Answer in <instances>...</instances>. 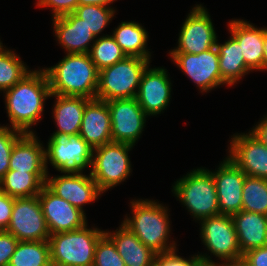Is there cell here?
<instances>
[{
	"mask_svg": "<svg viewBox=\"0 0 267 266\" xmlns=\"http://www.w3.org/2000/svg\"><path fill=\"white\" fill-rule=\"evenodd\" d=\"M264 69H267V28H265V36H264L263 70Z\"/></svg>",
	"mask_w": 267,
	"mask_h": 266,
	"instance_id": "obj_44",
	"label": "cell"
},
{
	"mask_svg": "<svg viewBox=\"0 0 267 266\" xmlns=\"http://www.w3.org/2000/svg\"><path fill=\"white\" fill-rule=\"evenodd\" d=\"M18 239L5 230H0V266H8L15 252Z\"/></svg>",
	"mask_w": 267,
	"mask_h": 266,
	"instance_id": "obj_36",
	"label": "cell"
},
{
	"mask_svg": "<svg viewBox=\"0 0 267 266\" xmlns=\"http://www.w3.org/2000/svg\"><path fill=\"white\" fill-rule=\"evenodd\" d=\"M78 18L83 20L91 33L96 37L111 18L114 16V10L110 7L100 5H81L73 12Z\"/></svg>",
	"mask_w": 267,
	"mask_h": 266,
	"instance_id": "obj_33",
	"label": "cell"
},
{
	"mask_svg": "<svg viewBox=\"0 0 267 266\" xmlns=\"http://www.w3.org/2000/svg\"><path fill=\"white\" fill-rule=\"evenodd\" d=\"M165 69L147 67L143 72L136 99L147 115H156L170 100L171 83Z\"/></svg>",
	"mask_w": 267,
	"mask_h": 266,
	"instance_id": "obj_18",
	"label": "cell"
},
{
	"mask_svg": "<svg viewBox=\"0 0 267 266\" xmlns=\"http://www.w3.org/2000/svg\"><path fill=\"white\" fill-rule=\"evenodd\" d=\"M216 33L210 16L201 5L192 9L183 23L179 45L170 53L200 54L216 46Z\"/></svg>",
	"mask_w": 267,
	"mask_h": 266,
	"instance_id": "obj_12",
	"label": "cell"
},
{
	"mask_svg": "<svg viewBox=\"0 0 267 266\" xmlns=\"http://www.w3.org/2000/svg\"><path fill=\"white\" fill-rule=\"evenodd\" d=\"M112 36L127 57L150 59L149 52L145 49L148 35L140 24L132 21L122 22Z\"/></svg>",
	"mask_w": 267,
	"mask_h": 266,
	"instance_id": "obj_28",
	"label": "cell"
},
{
	"mask_svg": "<svg viewBox=\"0 0 267 266\" xmlns=\"http://www.w3.org/2000/svg\"><path fill=\"white\" fill-rule=\"evenodd\" d=\"M47 172L8 170L0 179V191L13 198L37 196L45 186Z\"/></svg>",
	"mask_w": 267,
	"mask_h": 266,
	"instance_id": "obj_26",
	"label": "cell"
},
{
	"mask_svg": "<svg viewBox=\"0 0 267 266\" xmlns=\"http://www.w3.org/2000/svg\"><path fill=\"white\" fill-rule=\"evenodd\" d=\"M34 133H24L13 145L9 170L47 172L45 150Z\"/></svg>",
	"mask_w": 267,
	"mask_h": 266,
	"instance_id": "obj_22",
	"label": "cell"
},
{
	"mask_svg": "<svg viewBox=\"0 0 267 266\" xmlns=\"http://www.w3.org/2000/svg\"><path fill=\"white\" fill-rule=\"evenodd\" d=\"M170 54L172 60L200 87L202 92L225 83L221 78L219 53L216 47L197 55L189 53Z\"/></svg>",
	"mask_w": 267,
	"mask_h": 266,
	"instance_id": "obj_13",
	"label": "cell"
},
{
	"mask_svg": "<svg viewBox=\"0 0 267 266\" xmlns=\"http://www.w3.org/2000/svg\"><path fill=\"white\" fill-rule=\"evenodd\" d=\"M83 228L51 234L50 261L56 266H93L94 254L104 231Z\"/></svg>",
	"mask_w": 267,
	"mask_h": 266,
	"instance_id": "obj_4",
	"label": "cell"
},
{
	"mask_svg": "<svg viewBox=\"0 0 267 266\" xmlns=\"http://www.w3.org/2000/svg\"><path fill=\"white\" fill-rule=\"evenodd\" d=\"M54 27L59 43L65 47L68 54H88V44L95 39L83 20L74 13L54 17Z\"/></svg>",
	"mask_w": 267,
	"mask_h": 266,
	"instance_id": "obj_21",
	"label": "cell"
},
{
	"mask_svg": "<svg viewBox=\"0 0 267 266\" xmlns=\"http://www.w3.org/2000/svg\"><path fill=\"white\" fill-rule=\"evenodd\" d=\"M219 53V68L222 80L230 86L250 69L245 65L239 43L231 36L230 40L216 46Z\"/></svg>",
	"mask_w": 267,
	"mask_h": 266,
	"instance_id": "obj_27",
	"label": "cell"
},
{
	"mask_svg": "<svg viewBox=\"0 0 267 266\" xmlns=\"http://www.w3.org/2000/svg\"><path fill=\"white\" fill-rule=\"evenodd\" d=\"M38 198L50 234L78 230L87 224L84 211L56 196L46 186L42 188Z\"/></svg>",
	"mask_w": 267,
	"mask_h": 266,
	"instance_id": "obj_14",
	"label": "cell"
},
{
	"mask_svg": "<svg viewBox=\"0 0 267 266\" xmlns=\"http://www.w3.org/2000/svg\"><path fill=\"white\" fill-rule=\"evenodd\" d=\"M113 1L114 0H78V6H81V5L108 6V4Z\"/></svg>",
	"mask_w": 267,
	"mask_h": 266,
	"instance_id": "obj_42",
	"label": "cell"
},
{
	"mask_svg": "<svg viewBox=\"0 0 267 266\" xmlns=\"http://www.w3.org/2000/svg\"><path fill=\"white\" fill-rule=\"evenodd\" d=\"M252 134L257 137V139L267 146V117L261 121L253 130H251Z\"/></svg>",
	"mask_w": 267,
	"mask_h": 266,
	"instance_id": "obj_41",
	"label": "cell"
},
{
	"mask_svg": "<svg viewBox=\"0 0 267 266\" xmlns=\"http://www.w3.org/2000/svg\"><path fill=\"white\" fill-rule=\"evenodd\" d=\"M111 115L112 142L134 145L145 124L147 114L136 98L106 101Z\"/></svg>",
	"mask_w": 267,
	"mask_h": 266,
	"instance_id": "obj_11",
	"label": "cell"
},
{
	"mask_svg": "<svg viewBox=\"0 0 267 266\" xmlns=\"http://www.w3.org/2000/svg\"><path fill=\"white\" fill-rule=\"evenodd\" d=\"M174 193L198 220L220 214L212 172L197 169L173 186Z\"/></svg>",
	"mask_w": 267,
	"mask_h": 266,
	"instance_id": "obj_6",
	"label": "cell"
},
{
	"mask_svg": "<svg viewBox=\"0 0 267 266\" xmlns=\"http://www.w3.org/2000/svg\"><path fill=\"white\" fill-rule=\"evenodd\" d=\"M228 156L247 176L267 179V146L251 132L235 135Z\"/></svg>",
	"mask_w": 267,
	"mask_h": 266,
	"instance_id": "obj_17",
	"label": "cell"
},
{
	"mask_svg": "<svg viewBox=\"0 0 267 266\" xmlns=\"http://www.w3.org/2000/svg\"><path fill=\"white\" fill-rule=\"evenodd\" d=\"M150 266H160L156 261H154Z\"/></svg>",
	"mask_w": 267,
	"mask_h": 266,
	"instance_id": "obj_46",
	"label": "cell"
},
{
	"mask_svg": "<svg viewBox=\"0 0 267 266\" xmlns=\"http://www.w3.org/2000/svg\"><path fill=\"white\" fill-rule=\"evenodd\" d=\"M132 146L127 143L110 142L93 148L90 175L102 193L124 181L130 174L128 151Z\"/></svg>",
	"mask_w": 267,
	"mask_h": 266,
	"instance_id": "obj_7",
	"label": "cell"
},
{
	"mask_svg": "<svg viewBox=\"0 0 267 266\" xmlns=\"http://www.w3.org/2000/svg\"><path fill=\"white\" fill-rule=\"evenodd\" d=\"M79 135L92 148L112 142L111 115L106 101L95 98L86 104Z\"/></svg>",
	"mask_w": 267,
	"mask_h": 266,
	"instance_id": "obj_19",
	"label": "cell"
},
{
	"mask_svg": "<svg viewBox=\"0 0 267 266\" xmlns=\"http://www.w3.org/2000/svg\"><path fill=\"white\" fill-rule=\"evenodd\" d=\"M14 199L0 191V230H6L9 225Z\"/></svg>",
	"mask_w": 267,
	"mask_h": 266,
	"instance_id": "obj_39",
	"label": "cell"
},
{
	"mask_svg": "<svg viewBox=\"0 0 267 266\" xmlns=\"http://www.w3.org/2000/svg\"><path fill=\"white\" fill-rule=\"evenodd\" d=\"M149 60L140 57H126L99 71V83L95 98L103 101L136 98V88Z\"/></svg>",
	"mask_w": 267,
	"mask_h": 266,
	"instance_id": "obj_5",
	"label": "cell"
},
{
	"mask_svg": "<svg viewBox=\"0 0 267 266\" xmlns=\"http://www.w3.org/2000/svg\"><path fill=\"white\" fill-rule=\"evenodd\" d=\"M155 261L160 266H197L202 260L198 255L192 257L191 260H186L178 256L174 250L168 253L157 254Z\"/></svg>",
	"mask_w": 267,
	"mask_h": 266,
	"instance_id": "obj_37",
	"label": "cell"
},
{
	"mask_svg": "<svg viewBox=\"0 0 267 266\" xmlns=\"http://www.w3.org/2000/svg\"><path fill=\"white\" fill-rule=\"evenodd\" d=\"M93 266H126L115 244L106 234L97 243Z\"/></svg>",
	"mask_w": 267,
	"mask_h": 266,
	"instance_id": "obj_34",
	"label": "cell"
},
{
	"mask_svg": "<svg viewBox=\"0 0 267 266\" xmlns=\"http://www.w3.org/2000/svg\"><path fill=\"white\" fill-rule=\"evenodd\" d=\"M50 96L57 98L53 113L59 128L52 136L67 137L79 134L85 106L91 99L56 94Z\"/></svg>",
	"mask_w": 267,
	"mask_h": 266,
	"instance_id": "obj_24",
	"label": "cell"
},
{
	"mask_svg": "<svg viewBox=\"0 0 267 266\" xmlns=\"http://www.w3.org/2000/svg\"><path fill=\"white\" fill-rule=\"evenodd\" d=\"M113 241L117 252L126 266H150L156 253L143 244L139 238L123 224L115 233L105 232Z\"/></svg>",
	"mask_w": 267,
	"mask_h": 266,
	"instance_id": "obj_25",
	"label": "cell"
},
{
	"mask_svg": "<svg viewBox=\"0 0 267 266\" xmlns=\"http://www.w3.org/2000/svg\"><path fill=\"white\" fill-rule=\"evenodd\" d=\"M48 241H19L8 266H49Z\"/></svg>",
	"mask_w": 267,
	"mask_h": 266,
	"instance_id": "obj_29",
	"label": "cell"
},
{
	"mask_svg": "<svg viewBox=\"0 0 267 266\" xmlns=\"http://www.w3.org/2000/svg\"><path fill=\"white\" fill-rule=\"evenodd\" d=\"M30 72L19 56L0 46V90L6 91L12 88Z\"/></svg>",
	"mask_w": 267,
	"mask_h": 266,
	"instance_id": "obj_32",
	"label": "cell"
},
{
	"mask_svg": "<svg viewBox=\"0 0 267 266\" xmlns=\"http://www.w3.org/2000/svg\"><path fill=\"white\" fill-rule=\"evenodd\" d=\"M18 241H48L50 232L37 196L15 198L6 230Z\"/></svg>",
	"mask_w": 267,
	"mask_h": 266,
	"instance_id": "obj_8",
	"label": "cell"
},
{
	"mask_svg": "<svg viewBox=\"0 0 267 266\" xmlns=\"http://www.w3.org/2000/svg\"><path fill=\"white\" fill-rule=\"evenodd\" d=\"M51 94L95 99L99 70L89 54H68L57 65L45 70Z\"/></svg>",
	"mask_w": 267,
	"mask_h": 266,
	"instance_id": "obj_2",
	"label": "cell"
},
{
	"mask_svg": "<svg viewBox=\"0 0 267 266\" xmlns=\"http://www.w3.org/2000/svg\"><path fill=\"white\" fill-rule=\"evenodd\" d=\"M5 92L12 128L23 133H33L29 128L41 118L44 101L51 95L45 69L28 73Z\"/></svg>",
	"mask_w": 267,
	"mask_h": 266,
	"instance_id": "obj_1",
	"label": "cell"
},
{
	"mask_svg": "<svg viewBox=\"0 0 267 266\" xmlns=\"http://www.w3.org/2000/svg\"><path fill=\"white\" fill-rule=\"evenodd\" d=\"M240 250L246 252L267 246V216L241 210L232 215Z\"/></svg>",
	"mask_w": 267,
	"mask_h": 266,
	"instance_id": "obj_23",
	"label": "cell"
},
{
	"mask_svg": "<svg viewBox=\"0 0 267 266\" xmlns=\"http://www.w3.org/2000/svg\"><path fill=\"white\" fill-rule=\"evenodd\" d=\"M23 134V132L16 129L10 130L9 127H0V179L9 170V160L13 145Z\"/></svg>",
	"mask_w": 267,
	"mask_h": 266,
	"instance_id": "obj_35",
	"label": "cell"
},
{
	"mask_svg": "<svg viewBox=\"0 0 267 266\" xmlns=\"http://www.w3.org/2000/svg\"><path fill=\"white\" fill-rule=\"evenodd\" d=\"M212 175L220 214L232 216L239 213L242 210V190L247 175L229 157Z\"/></svg>",
	"mask_w": 267,
	"mask_h": 266,
	"instance_id": "obj_15",
	"label": "cell"
},
{
	"mask_svg": "<svg viewBox=\"0 0 267 266\" xmlns=\"http://www.w3.org/2000/svg\"><path fill=\"white\" fill-rule=\"evenodd\" d=\"M67 173L49 179L47 176L45 186L56 196L83 211L82 205L94 201L102 191L91 175H83L81 171Z\"/></svg>",
	"mask_w": 267,
	"mask_h": 266,
	"instance_id": "obj_16",
	"label": "cell"
},
{
	"mask_svg": "<svg viewBox=\"0 0 267 266\" xmlns=\"http://www.w3.org/2000/svg\"><path fill=\"white\" fill-rule=\"evenodd\" d=\"M133 217L126 218L123 225L133 232L139 240L156 254L176 250L172 243L167 245L169 220L167 210L154 201H132Z\"/></svg>",
	"mask_w": 267,
	"mask_h": 266,
	"instance_id": "obj_3",
	"label": "cell"
},
{
	"mask_svg": "<svg viewBox=\"0 0 267 266\" xmlns=\"http://www.w3.org/2000/svg\"><path fill=\"white\" fill-rule=\"evenodd\" d=\"M229 266H251L243 258L237 260L236 262L230 264Z\"/></svg>",
	"mask_w": 267,
	"mask_h": 266,
	"instance_id": "obj_45",
	"label": "cell"
},
{
	"mask_svg": "<svg viewBox=\"0 0 267 266\" xmlns=\"http://www.w3.org/2000/svg\"><path fill=\"white\" fill-rule=\"evenodd\" d=\"M229 28L239 43L245 65L250 70H263L265 28H255L242 20L230 21Z\"/></svg>",
	"mask_w": 267,
	"mask_h": 266,
	"instance_id": "obj_20",
	"label": "cell"
},
{
	"mask_svg": "<svg viewBox=\"0 0 267 266\" xmlns=\"http://www.w3.org/2000/svg\"><path fill=\"white\" fill-rule=\"evenodd\" d=\"M88 54L99 71L127 57L112 35L96 39Z\"/></svg>",
	"mask_w": 267,
	"mask_h": 266,
	"instance_id": "obj_31",
	"label": "cell"
},
{
	"mask_svg": "<svg viewBox=\"0 0 267 266\" xmlns=\"http://www.w3.org/2000/svg\"><path fill=\"white\" fill-rule=\"evenodd\" d=\"M201 221V237L213 255L229 265L243 258L232 216L219 214Z\"/></svg>",
	"mask_w": 267,
	"mask_h": 266,
	"instance_id": "obj_9",
	"label": "cell"
},
{
	"mask_svg": "<svg viewBox=\"0 0 267 266\" xmlns=\"http://www.w3.org/2000/svg\"><path fill=\"white\" fill-rule=\"evenodd\" d=\"M243 259L251 266H267V246L246 252Z\"/></svg>",
	"mask_w": 267,
	"mask_h": 266,
	"instance_id": "obj_40",
	"label": "cell"
},
{
	"mask_svg": "<svg viewBox=\"0 0 267 266\" xmlns=\"http://www.w3.org/2000/svg\"><path fill=\"white\" fill-rule=\"evenodd\" d=\"M37 6L52 7L53 17L73 13L78 7V0H39Z\"/></svg>",
	"mask_w": 267,
	"mask_h": 266,
	"instance_id": "obj_38",
	"label": "cell"
},
{
	"mask_svg": "<svg viewBox=\"0 0 267 266\" xmlns=\"http://www.w3.org/2000/svg\"><path fill=\"white\" fill-rule=\"evenodd\" d=\"M93 148L79 135L51 136L45 150L46 163L63 173L82 171L92 162Z\"/></svg>",
	"mask_w": 267,
	"mask_h": 266,
	"instance_id": "obj_10",
	"label": "cell"
},
{
	"mask_svg": "<svg viewBox=\"0 0 267 266\" xmlns=\"http://www.w3.org/2000/svg\"><path fill=\"white\" fill-rule=\"evenodd\" d=\"M200 259L202 260L197 266H229V264L226 262L221 264V265H218V264H215L214 262H212V260L209 259V257H206V256H201L199 255Z\"/></svg>",
	"mask_w": 267,
	"mask_h": 266,
	"instance_id": "obj_43",
	"label": "cell"
},
{
	"mask_svg": "<svg viewBox=\"0 0 267 266\" xmlns=\"http://www.w3.org/2000/svg\"><path fill=\"white\" fill-rule=\"evenodd\" d=\"M242 210L267 216V179L246 176L242 190Z\"/></svg>",
	"mask_w": 267,
	"mask_h": 266,
	"instance_id": "obj_30",
	"label": "cell"
}]
</instances>
